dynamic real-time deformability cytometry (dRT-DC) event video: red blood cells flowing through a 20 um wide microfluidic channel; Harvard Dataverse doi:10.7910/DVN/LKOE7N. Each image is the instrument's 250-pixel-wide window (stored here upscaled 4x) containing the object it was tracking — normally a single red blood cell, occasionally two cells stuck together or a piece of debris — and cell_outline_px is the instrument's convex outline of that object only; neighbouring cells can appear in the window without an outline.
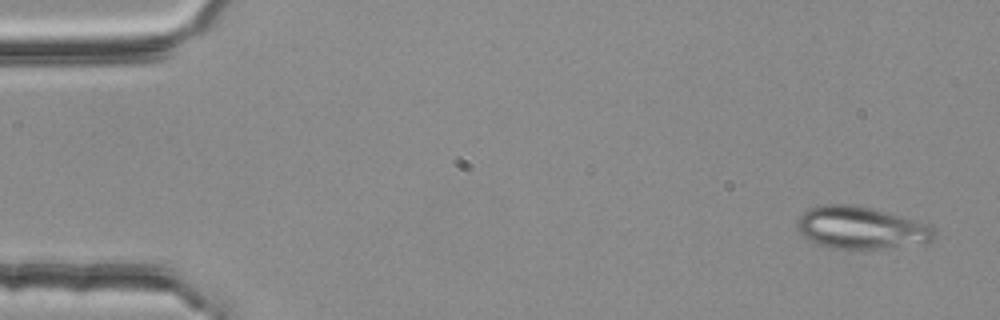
{"species": "common noctule bat (a hibernating species)", "species_latin": "Nyctalus noctula", "temperature_condition": "room temperature", "stored_images_in_passage": 4, "camera_frame_rate_fps": 3000, "um_per_image_px": 0.085, "animal": {"sex": "female", "body_mass_g": 25.1}, "frame": {"image": 1, "passage_image": 1, "time_ms": 0.0, "image_size_px": [1000, 320], "cell_outline_px": [[936, 236], [928, 244], [884, 248], [836, 248], [820, 244], [804, 236], [796, 228], [796, 224], [800, 216], [808, 208], [824, 204], [852, 204], [884, 212], [928, 224], [936, 232]], "centroid_in_image_um": [73.21, 19.36], "position_along_channel_um": 11.8, "area_um2": 33.41}}